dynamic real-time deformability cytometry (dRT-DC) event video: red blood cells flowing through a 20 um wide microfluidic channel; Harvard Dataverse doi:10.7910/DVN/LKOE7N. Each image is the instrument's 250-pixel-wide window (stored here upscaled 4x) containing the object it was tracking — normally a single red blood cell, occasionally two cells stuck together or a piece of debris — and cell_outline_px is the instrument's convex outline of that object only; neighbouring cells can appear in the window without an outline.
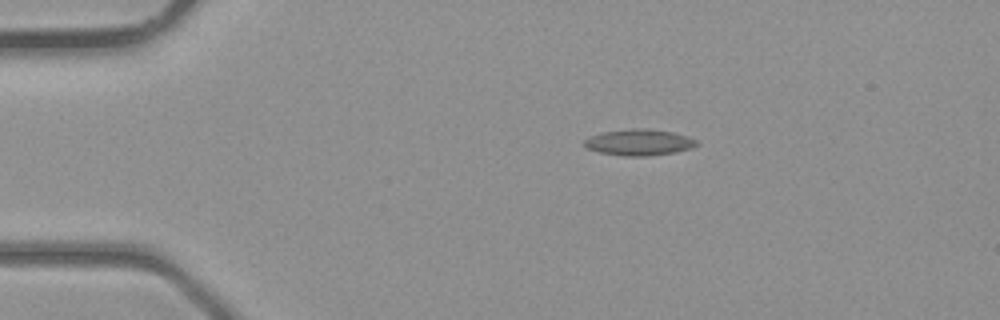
{"species": "common noctule bat (a hibernating species)", "species_latin": "Nyctalus noctula", "temperature_condition": "room temperature", "stored_images_in_passage": 33, "camera_frame_rate_fps": 3000, "um_per_image_px": 0.085, "animal": {"sex": "male", "body_mass_g": 23.1, "forearm_length_mm": 52.7}, "frame": {"image": 1, "passage_image": 1, "time_ms": 0.0, "image_size_px": [1000, 320], "cell_outline_px": [[700, 144], [692, 148], [676, 152], [648, 156], [624, 156], [600, 152], [588, 148], [584, 144], [584, 140], [588, 136], [604, 132], [628, 128], [648, 128], [672, 132], [688, 136], [696, 140]], "centroid_in_image_um": [54.35, 12.09], "position_along_channel_um": 30.7, "area_um2": 17.28}}
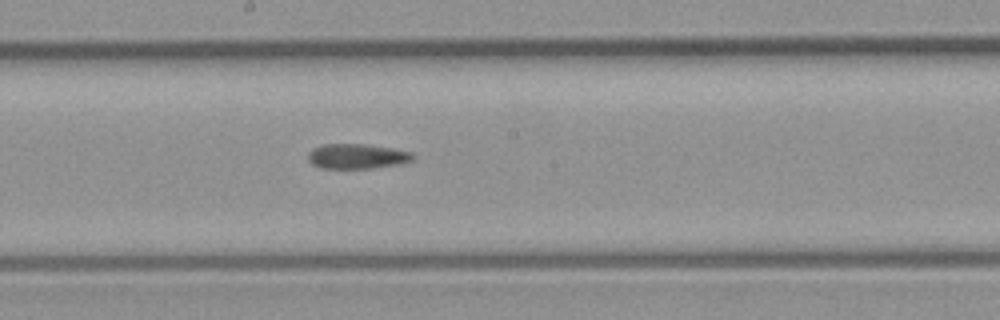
{"frame": {"image": 2, "passage_image": 15, "time_ms": 4.667, "image_size_px": [1000, 320], "cell_outline_px": [[416, 156], [412, 160], [404, 164], [372, 168], [320, 168], [312, 164], [308, 160], [308, 152], [312, 148], [324, 144], [364, 144], [392, 148], [412, 152]], "centroid_in_image_um": [30.37, 13.29], "position_along_channel_um": 217.8, "area_um2": 15.43}}
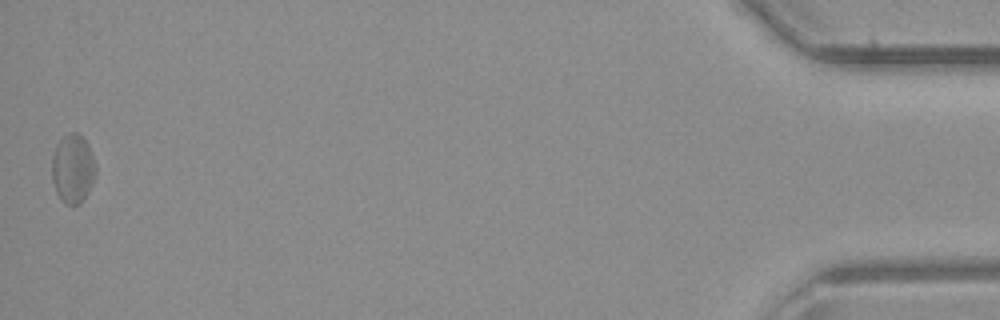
{"frame": {"image": 3, "passage_image": 33, "time_ms": 10.667, "image_size_px": [1000, 320], "cell_outline_px": [[96, 176], [88, 192], [80, 204], [64, 204], [56, 192], [52, 180], [52, 156], [56, 144], [68, 132], [76, 132], [88, 144], [96, 164]], "centroid_in_image_um": [6.19, 14.34], "position_along_channel_um": 429.0, "area_um2": 17.69}}